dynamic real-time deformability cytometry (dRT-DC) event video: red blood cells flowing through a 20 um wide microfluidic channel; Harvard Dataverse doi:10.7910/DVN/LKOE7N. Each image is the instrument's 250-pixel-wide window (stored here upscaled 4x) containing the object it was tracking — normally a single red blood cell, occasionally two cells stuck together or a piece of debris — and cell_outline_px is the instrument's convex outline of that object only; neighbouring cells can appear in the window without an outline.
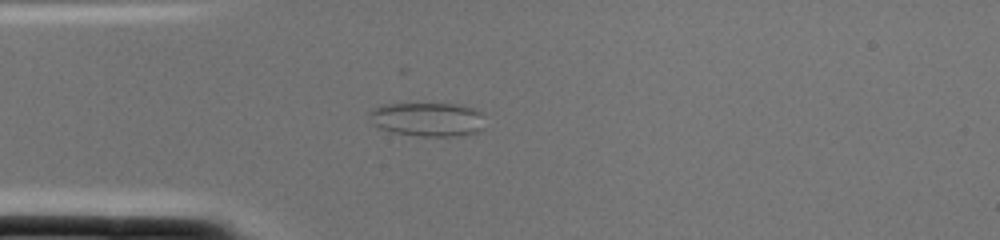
{"species": "common noctule bat (a hibernating species)", "species_latin": "Nyctalus noctula", "temperature_condition": "cold", "stored_images_in_passage": 1, "camera_frame_rate_fps": 3000, "um_per_image_px": 0.085, "animal": {"sex": "female", "body_mass_g": 22.0, "forearm_length_mm": 56.7}, "frame": {"image": 1, "passage_image": 1, "time_ms": 0.0, "image_size_px": [1000, 240], "cell_outline_px": [[484, 128], [480, 132], [460, 136], [420, 136], [392, 132], [380, 128], [372, 124], [368, 116], [368, 112], [372, 108], [380, 104], [456, 104], [472, 108], [480, 112]], "centroid_in_image_um": [36.3, 10.15], "position_along_channel_um": 48.7, "area_um2": 23.06}}